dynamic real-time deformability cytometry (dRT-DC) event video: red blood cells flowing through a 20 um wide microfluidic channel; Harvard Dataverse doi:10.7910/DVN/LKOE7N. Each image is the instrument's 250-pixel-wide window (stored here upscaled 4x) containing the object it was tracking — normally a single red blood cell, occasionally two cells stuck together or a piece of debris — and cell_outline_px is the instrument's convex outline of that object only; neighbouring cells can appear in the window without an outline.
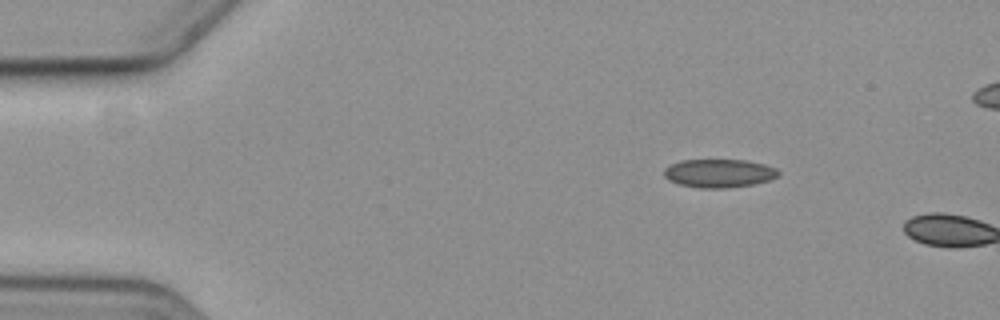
{"species": "common noctule bat (a hibernating species)", "species_latin": "Nyctalus noctula", "temperature_condition": "cold", "stored_images_in_passage": 2, "camera_frame_rate_fps": 3000, "um_per_image_px": 0.085, "animal": {"sex": "female", "body_mass_g": 19.3, "forearm_length_mm": 54.1}, "frame": {"image": 1, "passage_image": 1, "time_ms": 0.0, "image_size_px": [1000, 320], "cell_outline_px": [[780, 176], [768, 180], [752, 184], [724, 188], [700, 188], [680, 184], [668, 180], [664, 176], [664, 168], [680, 160], [744, 160], [764, 164], [776, 168], [780, 172]], "centroid_in_image_um": [61.12, 14.72], "position_along_channel_um": 23.9, "area_um2": 18.84}}